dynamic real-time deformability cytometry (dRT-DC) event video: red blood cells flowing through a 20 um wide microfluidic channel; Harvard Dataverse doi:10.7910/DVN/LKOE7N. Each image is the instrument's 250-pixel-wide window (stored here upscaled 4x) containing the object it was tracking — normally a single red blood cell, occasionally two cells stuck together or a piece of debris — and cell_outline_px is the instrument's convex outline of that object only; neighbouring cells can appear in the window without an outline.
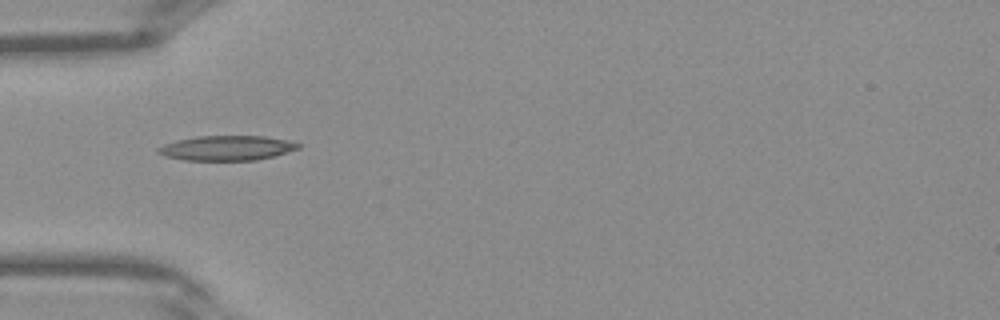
{"species": "Egyptian fruit bat (a non-hibernating species)", "species_latin": "Rousettus aegyptiacus", "temperature_condition": "warm", "stored_images_in_passage": 28, "camera_frame_rate_fps": 3000, "um_per_image_px": 0.085, "frame": {"image": 1, "passage_image": 1, "time_ms": 0.0, "image_size_px": [1000, 320], "cell_outline_px": [[300, 148], [272, 156], [256, 160], [184, 160], [164, 156], [156, 152], [156, 148], [164, 144], [176, 140], [196, 136], [264, 136], [288, 140], [300, 144]], "centroid_in_image_um": [19.23, 12.58], "position_along_channel_um": 65.8, "area_um2": 20.23}}
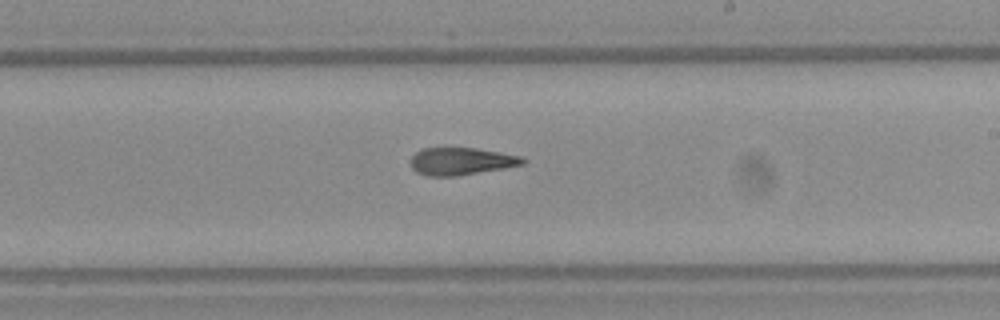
{"frame": {"image": 2, "passage_image": 12, "time_ms": 3.667, "image_size_px": [1000, 320], "cell_outline_px": [[528, 160], [524, 164], [504, 168], [456, 176], [428, 176], [416, 172], [412, 168], [412, 156], [416, 152], [424, 148], [476, 148], [500, 152], [520, 156]], "centroid_in_image_um": [39.22, 13.71], "position_along_channel_um": 249.8, "area_um2": 17.8}}
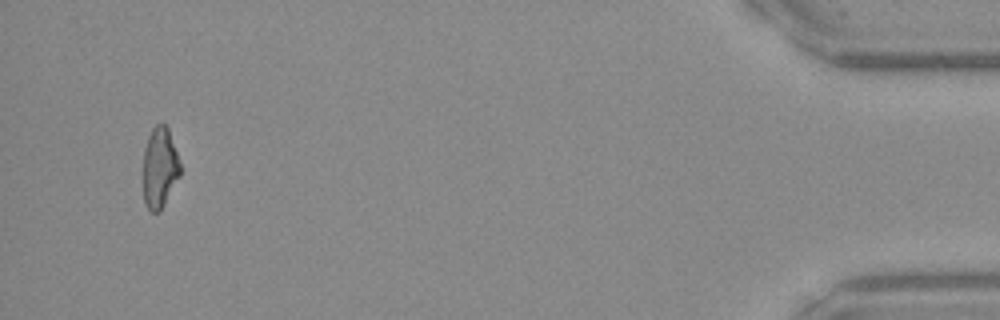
{"frame": {"image": 3, "passage_image": 27, "time_ms": 8.667, "image_size_px": [1000, 320], "cell_outline_px": [[180, 176], [160, 212], [152, 212], [144, 204], [144, 148], [148, 136], [152, 128], [156, 124], [164, 124], [168, 128], [180, 160]], "centroid_in_image_um": [13.58, 14.25], "position_along_channel_um": 421.6, "area_um2": 17.46}}